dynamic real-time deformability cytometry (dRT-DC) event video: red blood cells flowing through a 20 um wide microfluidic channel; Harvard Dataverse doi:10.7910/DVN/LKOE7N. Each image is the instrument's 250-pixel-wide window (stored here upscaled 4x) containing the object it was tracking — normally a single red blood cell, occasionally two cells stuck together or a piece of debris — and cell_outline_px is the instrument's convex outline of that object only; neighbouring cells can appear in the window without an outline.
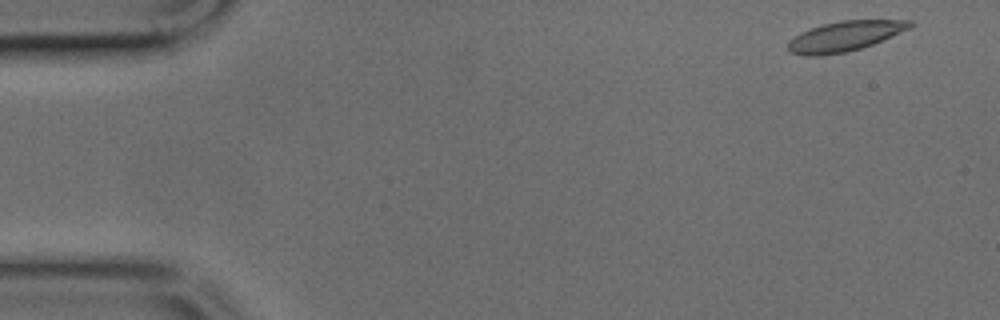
{"species": "common noctule bat (a hibernating species)", "species_latin": "Nyctalus noctula", "temperature_condition": "cold", "stored_images_in_passage": 49, "segment_of_instrument_passage": [1, 2], "camera_frame_rate_fps": 3000, "um_per_image_px": 0.085, "animal": {"sex": "male", "body_mass_g": 17.9, "forearm_length_mm": 54.2}, "frame": {"image": 1, "passage_image": 2, "time_ms": 0.333, "image_size_px": [1000, 320], "cell_outline_px": [[912, 24], [908, 28], [872, 44], [860, 48], [844, 52], [816, 56], [804, 56], [788, 52], [788, 40], [800, 32], [824, 24], [840, 20], [912, 20]], "centroid_in_image_um": [71.72, 3.08], "position_along_channel_um": 13.3, "area_um2": 20.98}}
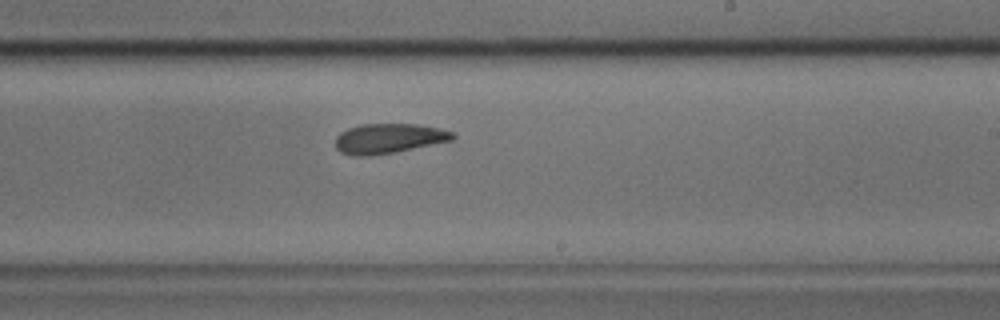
{"frame": {"image": 2, "passage_image": 28, "time_ms": 9.0, "image_size_px": [1000, 320], "cell_outline_px": [[456, 136], [452, 140], [396, 152], [368, 156], [352, 156], [340, 152], [336, 148], [336, 136], [340, 132], [348, 128], [360, 124], [416, 124], [440, 128], [452, 132]], "centroid_in_image_um": [33.01, 11.77], "position_along_channel_um": 256.0, "area_um2": 20.46}}
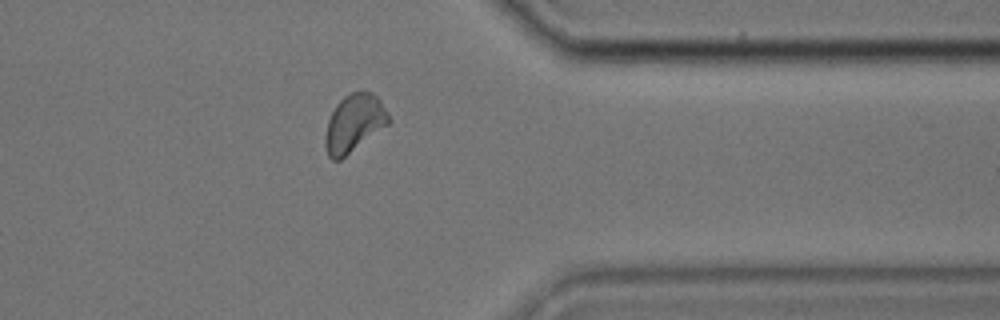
{"frame": {"image": 3, "passage_image": 38, "time_ms": 12.333, "image_size_px": [1000, 320], "cell_outline_px": [[392, 120], [388, 124], [340, 160], [332, 160], [328, 156], [324, 144], [324, 136], [328, 120], [336, 104], [344, 96], [360, 88], [364, 88], [372, 92], [380, 100], [388, 112]], "centroid_in_image_um": [30.1, 10.43], "position_along_channel_um": 381.3, "area_um2": 21.56}}